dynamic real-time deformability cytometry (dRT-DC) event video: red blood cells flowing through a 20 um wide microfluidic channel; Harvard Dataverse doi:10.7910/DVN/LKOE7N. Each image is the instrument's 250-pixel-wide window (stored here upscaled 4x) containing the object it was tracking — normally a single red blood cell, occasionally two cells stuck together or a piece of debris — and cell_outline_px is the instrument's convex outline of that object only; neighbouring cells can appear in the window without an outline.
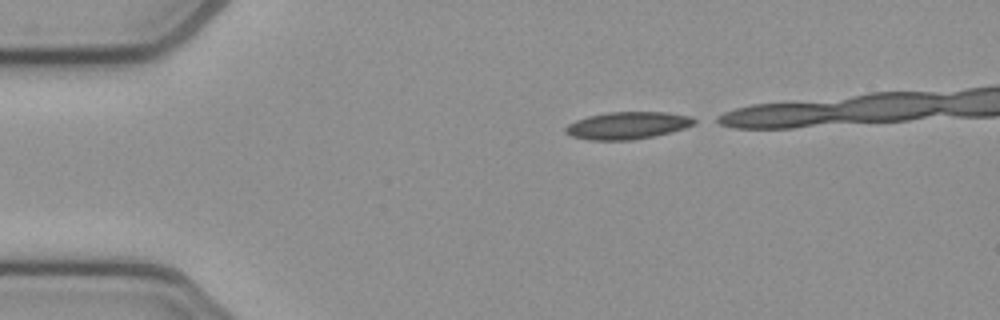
{"species": "common noctule bat (a hibernating species)", "species_latin": "Nyctalus noctula", "temperature_condition": "cold", "stored_images_in_passage": 4, "segment_of_instrument_passage": [1, 2], "camera_frame_rate_fps": 3000, "um_per_image_px": 0.085, "animal": {"sex": "female", "body_mass_g": 21.9}, "frame": {"image": 1, "passage_image": 1, "time_ms": 0.0, "image_size_px": [1000, 320], "cell_outline_px": [[700, 120], [696, 124], [684, 128], [652, 136], [632, 140], [588, 140], [572, 136], [564, 132], [564, 128], [568, 124], [576, 120], [588, 116], [608, 112], [668, 112], [692, 116]], "centroid_in_image_um": [53.36, 10.65], "position_along_channel_um": 31.6, "area_um2": 20.58}}